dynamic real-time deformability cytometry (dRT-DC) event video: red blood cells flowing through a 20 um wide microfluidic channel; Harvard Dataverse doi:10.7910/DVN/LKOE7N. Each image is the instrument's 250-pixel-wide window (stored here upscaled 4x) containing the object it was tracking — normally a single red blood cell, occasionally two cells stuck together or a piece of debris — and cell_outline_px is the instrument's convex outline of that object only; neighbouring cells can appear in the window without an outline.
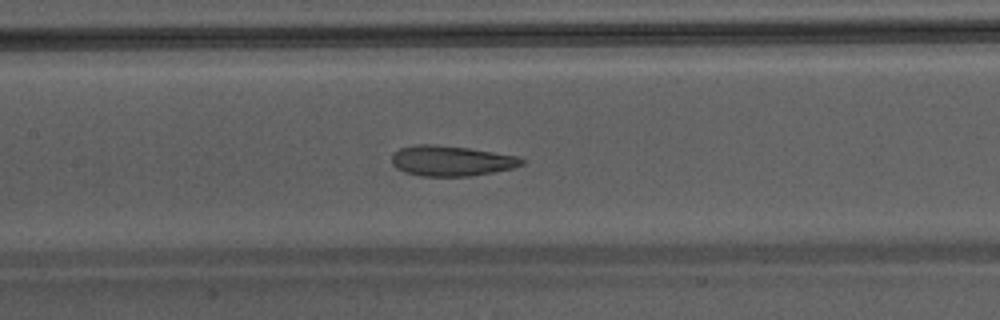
{"species": "Egyptian fruit bat (a non-hibernating species)", "species_latin": "Rousettus aegyptiacus", "temperature_condition": "warm", "stored_images_in_passage": 40, "camera_frame_rate_fps": 3000, "um_per_image_px": 0.085, "animal": {"sex": "male"}, "frame": {"image": 1, "passage_image": 15, "time_ms": 4.667, "image_size_px": [1000, 320], "cell_outline_px": [[524, 164], [512, 168], [492, 172], [468, 176], [420, 176], [404, 172], [396, 168], [392, 164], [392, 156], [400, 148], [416, 144], [436, 144], [468, 148], [516, 156], [524, 160]], "centroid_in_image_um": [38.32, 13.67], "position_along_channel_um": 169.1, "area_um2": 22.83}}
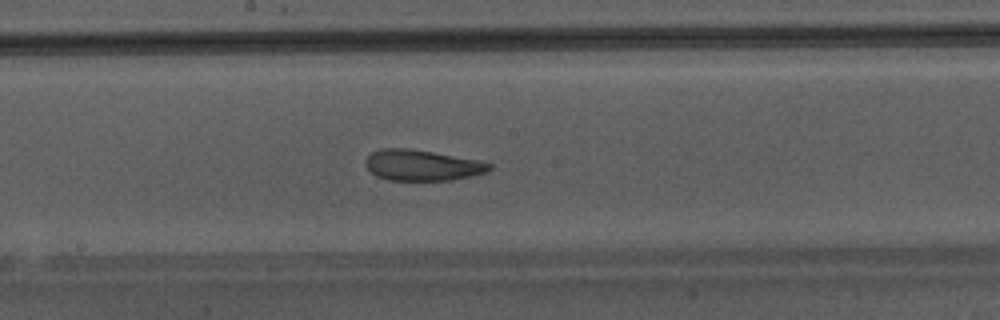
{"frame": {"image": 2, "passage_image": 18, "time_ms": 5.667, "image_size_px": [1000, 320], "cell_outline_px": [[492, 168], [484, 172], [452, 180], [388, 180], [376, 176], [364, 164], [364, 160], [372, 152], [380, 148], [408, 148], [480, 160], [492, 164]], "centroid_in_image_um": [35.84, 14.04], "position_along_channel_um": 212.4, "area_um2": 22.14}}
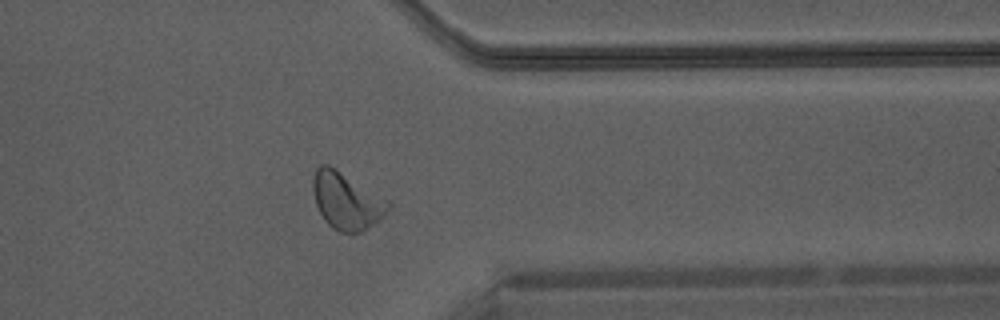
{"frame": {"image": 3, "passage_image": 30, "time_ms": 9.667, "image_size_px": [1000, 320], "cell_outline_px": [[392, 204], [384, 216], [380, 220], [360, 232], [340, 232], [332, 228], [324, 220], [316, 204], [312, 188], [312, 180], [316, 168], [320, 164], [328, 164], [388, 200]], "centroid_in_image_um": [29.44, 17.08], "position_along_channel_um": 382.0, "area_um2": 24.74}}